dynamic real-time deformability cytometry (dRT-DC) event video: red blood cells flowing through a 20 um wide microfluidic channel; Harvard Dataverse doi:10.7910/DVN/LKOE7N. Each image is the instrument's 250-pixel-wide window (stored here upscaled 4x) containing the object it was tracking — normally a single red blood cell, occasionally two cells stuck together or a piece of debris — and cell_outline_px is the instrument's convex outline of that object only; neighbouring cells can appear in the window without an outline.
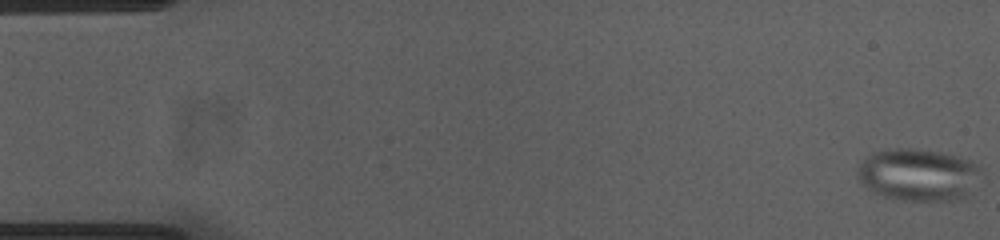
{"species": "common noctule bat (a hibernating species)", "species_latin": "Nyctalus noctula", "temperature_condition": "cold", "stored_images_in_passage": 55, "camera_frame_rate_fps": 3000, "um_per_image_px": 0.085, "animal": {"sex": "female", "body_mass_g": 23.0, "forearm_length_mm": 53.4}, "frame": {"image": 1, "passage_image": 1, "time_ms": 0.0, "image_size_px": [1000, 240], "cell_outline_px": [[980, 172], [964, 196], [960, 200], [896, 200], [872, 192], [860, 180], [860, 164], [864, 156], [872, 152], [896, 148], [912, 148], [936, 152], [956, 156], [968, 160], [976, 164], [980, 168]], "centroid_in_image_um": [77.99, 14.84], "position_along_channel_um": 7.0, "area_um2": 36.82}}
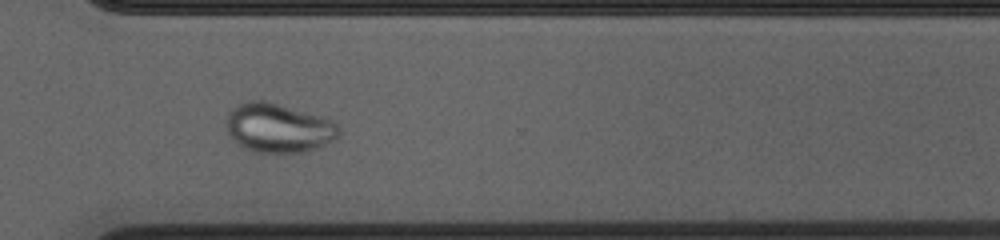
{"frame": {"image": 2, "passage_image": 40, "time_ms": 13.0, "image_size_px": [1000, 240], "cell_outline_px": [[340, 136], [316, 148], [304, 152], [252, 152], [236, 144], [228, 132], [228, 112], [232, 108], [248, 100], [264, 100], [320, 116], [332, 120], [340, 128]], "centroid_in_image_um": [23.66, 10.88], "position_along_channel_um": 346.9, "area_um2": 31.96}}
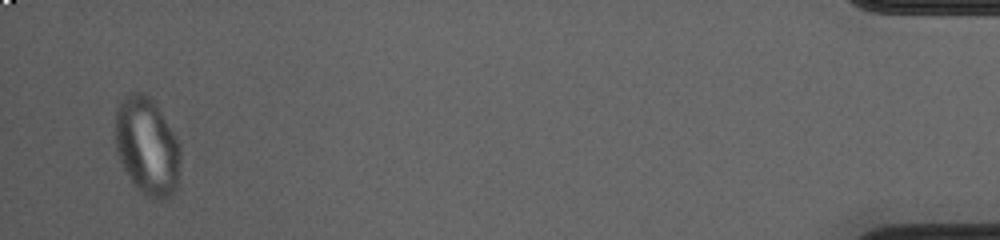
{"frame": {"image": 3, "passage_image": 53, "time_ms": 17.333, "image_size_px": [1000, 240], "cell_outline_px": [[180, 156], [176, 188], [164, 200], [152, 200], [140, 192], [132, 184], [120, 160], [116, 148], [116, 108], [120, 100], [128, 92], [144, 92], [152, 100], [160, 112], [180, 144]], "centroid_in_image_um": [12.48, 12.44], "position_along_channel_um": 422.7, "area_um2": 36.99}}